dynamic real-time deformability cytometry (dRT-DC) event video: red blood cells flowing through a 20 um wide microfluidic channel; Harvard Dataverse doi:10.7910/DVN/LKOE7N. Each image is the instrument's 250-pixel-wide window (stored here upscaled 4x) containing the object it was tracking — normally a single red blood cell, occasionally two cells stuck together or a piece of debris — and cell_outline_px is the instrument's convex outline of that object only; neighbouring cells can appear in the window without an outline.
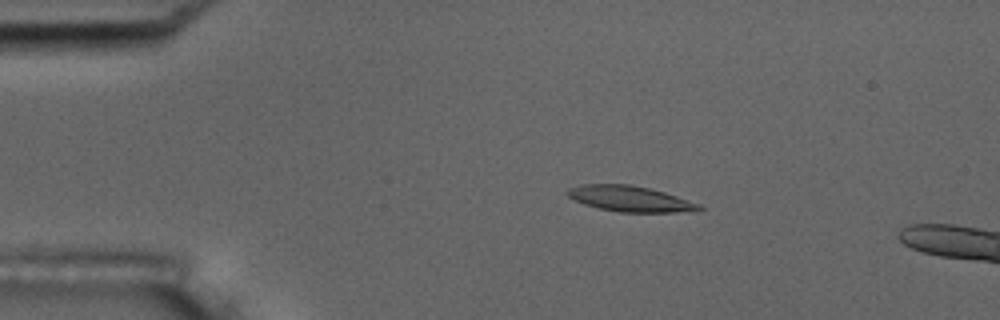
{"species": "common noctule bat (a hibernating species)", "species_latin": "Nyctalus noctula", "temperature_condition": "room temperature", "stored_images_in_passage": 6, "camera_frame_rate_fps": 3000, "um_per_image_px": 0.085, "animal": {"sex": "male", "body_mass_g": 17.5, "forearm_length_mm": 52.3}, "frame": {"image": 1, "passage_image": 1, "time_ms": 0.0, "image_size_px": [1000, 320], "cell_outline_px": [[704, 208], [676, 212], [620, 212], [600, 208], [584, 204], [568, 196], [564, 192], [568, 188], [580, 184], [628, 184], [648, 188], [664, 192], [700, 204]], "centroid_in_image_um": [53.48, 16.88], "position_along_channel_um": 31.5, "area_um2": 19.42}}